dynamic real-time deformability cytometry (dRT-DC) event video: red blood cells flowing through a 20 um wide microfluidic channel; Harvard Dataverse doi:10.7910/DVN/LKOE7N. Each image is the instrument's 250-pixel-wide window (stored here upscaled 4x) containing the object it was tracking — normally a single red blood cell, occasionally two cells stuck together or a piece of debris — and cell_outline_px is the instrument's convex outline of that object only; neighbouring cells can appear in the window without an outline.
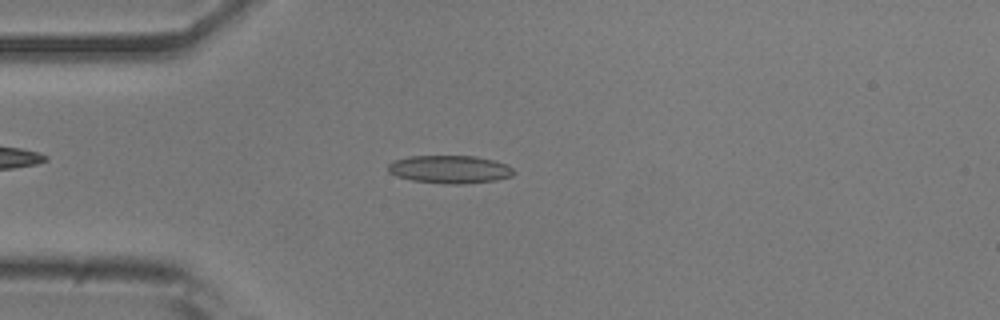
{"species": "common noctule bat (a hibernating species)", "species_latin": "Nyctalus noctula", "temperature_condition": "room temperature", "stored_images_in_passage": 44, "camera_frame_rate_fps": 3000, "um_per_image_px": 0.085, "animal": {"sex": "male", "body_mass_g": 20.5, "forearm_length_mm": 52.5}, "frame": {"image": 1, "passage_image": 6, "time_ms": 1.667, "image_size_px": [1000, 320], "cell_outline_px": [[516, 172], [512, 176], [496, 180], [464, 184], [444, 184], [412, 180], [396, 176], [388, 172], [388, 164], [392, 160], [408, 156], [476, 156], [492, 160], [504, 164], [512, 168]], "centroid_in_image_um": [38.2, 14.4], "position_along_channel_um": 46.8, "area_um2": 20.58}}
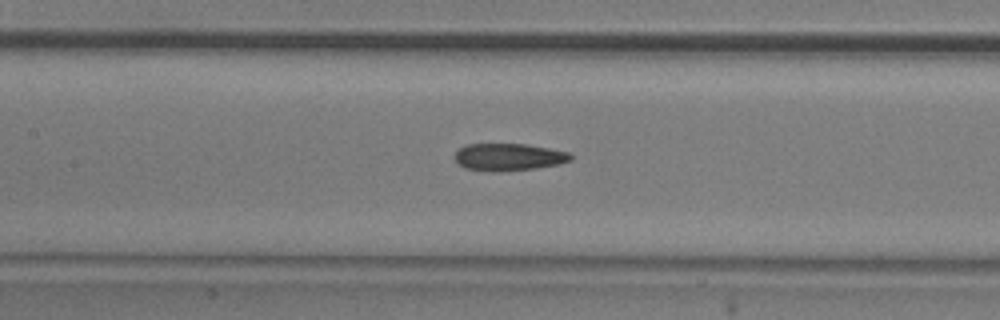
{"frame": {"image": 2, "passage_image": 16, "time_ms": 5.0, "image_size_px": [1000, 320], "cell_outline_px": [[572, 160], [556, 164], [536, 168], [500, 172], [492, 172], [464, 168], [456, 164], [456, 152], [460, 148], [468, 144], [524, 144], [548, 148], [568, 152], [572, 156]], "centroid_in_image_um": [43.2, 13.36], "position_along_channel_um": 164.2, "area_um2": 18.38}}
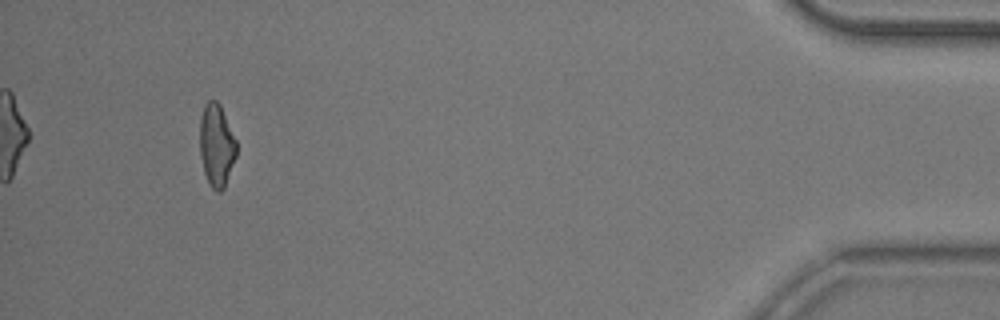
{"frame": {"image": 3, "passage_image": 41, "time_ms": 13.333, "image_size_px": [1000, 320], "cell_outline_px": [[236, 156], [224, 188], [220, 192], [216, 192], [208, 184], [204, 172], [200, 156], [200, 116], [204, 104], [208, 100], [216, 100], [220, 104], [236, 140]], "centroid_in_image_um": [18.39, 12.35], "position_along_channel_um": 416.8, "area_um2": 17.74}, "authors_computed_cell_mechanics": {"area_um2": 18.5827, "velocity_mm_per_s": 3.893, "shape_relaxation_time_tau1_ms": 8.3788, "shape_relaxation_time_tau2_ms": 3.2689, "deformation_change_tau1": 0.187, "deformation_change_tau2": 0.1277}}